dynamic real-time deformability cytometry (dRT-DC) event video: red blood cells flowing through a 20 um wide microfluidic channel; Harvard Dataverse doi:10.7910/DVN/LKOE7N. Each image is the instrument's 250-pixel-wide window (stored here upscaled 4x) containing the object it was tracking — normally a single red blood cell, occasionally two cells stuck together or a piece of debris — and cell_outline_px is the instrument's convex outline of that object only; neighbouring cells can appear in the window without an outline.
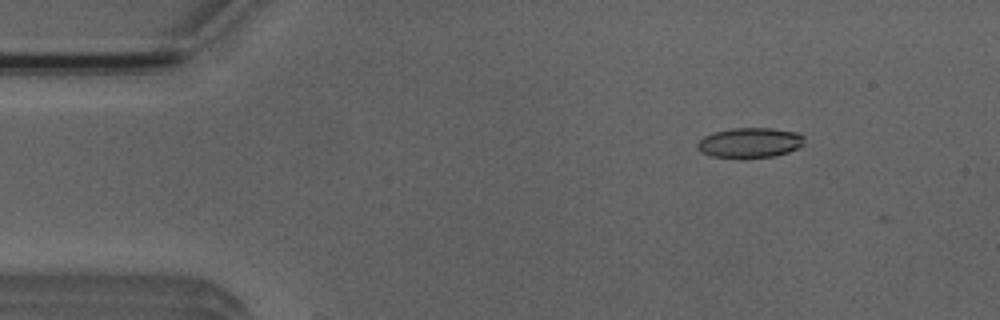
{"species": "Egyptian fruit bat (a non-hibernating species)", "species_latin": "Rousettus aegyptiacus", "temperature_condition": "room temperature", "stored_images_in_passage": 3, "camera_frame_rate_fps": 3000, "um_per_image_px": 0.085, "animal": {"sex": "male"}, "frame": {"image": 1, "passage_image": 2, "time_ms": 0.333, "image_size_px": [1000, 320], "cell_outline_px": [[804, 144], [788, 152], [772, 156], [712, 156], [704, 152], [696, 144], [704, 136], [716, 132], [732, 128], [768, 128], [796, 132], [804, 136]], "centroid_in_image_um": [63.79, 12.09], "position_along_channel_um": 21.2, "area_um2": 17.92}}